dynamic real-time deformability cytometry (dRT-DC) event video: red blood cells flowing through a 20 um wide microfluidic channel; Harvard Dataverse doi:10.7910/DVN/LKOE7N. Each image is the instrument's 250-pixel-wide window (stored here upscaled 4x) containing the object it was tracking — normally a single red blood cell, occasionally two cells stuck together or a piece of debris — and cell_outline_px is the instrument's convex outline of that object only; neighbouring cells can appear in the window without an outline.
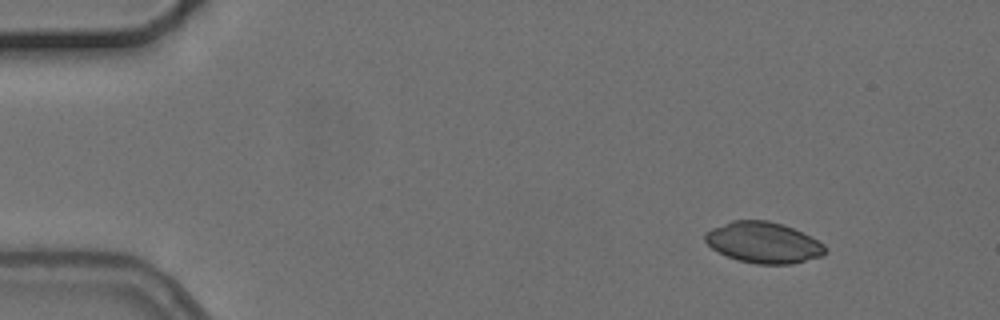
{"species": "common noctule bat (a hibernating species)", "species_latin": "Nyctalus noctula", "temperature_condition": "cold", "stored_images_in_passage": 5, "camera_frame_rate_fps": 3000, "um_per_image_px": 0.085, "animal": {"sex": "female", "body_mass_g": 24.6, "forearm_length_mm": 56.2}, "frame": {"image": 1, "passage_image": 1, "time_ms": 0.0, "image_size_px": [1000, 320], "cell_outline_px": [[828, 252], [824, 256], [792, 264], [756, 264], [736, 260], [712, 248], [704, 240], [704, 232], [712, 228], [732, 220], [768, 220], [792, 228], [824, 244], [828, 248]], "centroid_in_image_um": [64.9, 20.63], "position_along_channel_um": 20.1, "area_um2": 28.73}}
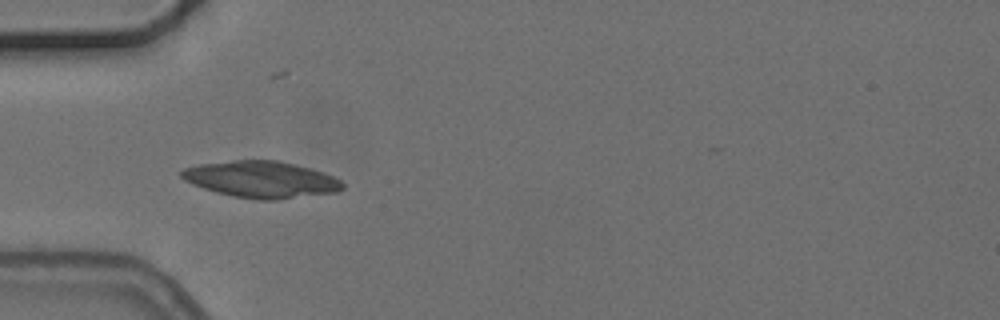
{"frame": {"image": 2, "passage_image": 4, "time_ms": 3.667, "image_size_px": [1000, 320], "cell_outline_px": [[344, 188], [336, 192], [276, 200], [256, 200], [232, 196], [216, 192], [192, 184], [184, 180], [180, 176], [180, 172], [184, 168], [200, 164], [232, 160], [280, 160], [324, 172], [340, 180], [344, 184]], "centroid_in_image_um": [22.2, 15.25], "position_along_channel_um": 62.8, "area_um2": 34.45}}
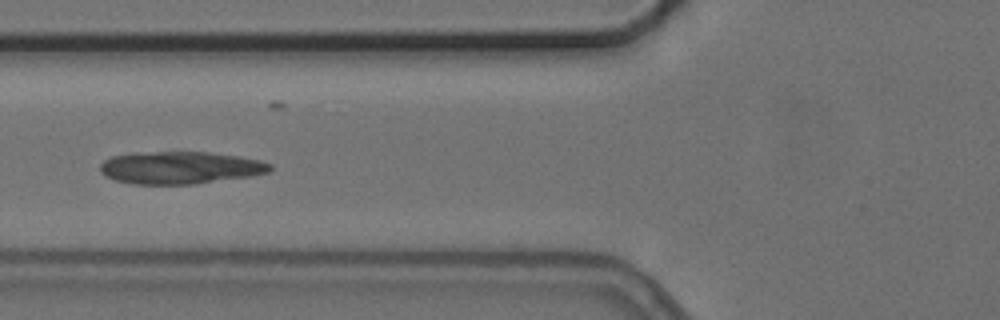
{"frame": {"image": 3, "passage_image": 5, "time_ms": 5.0, "image_size_px": [1000, 320], "cell_outline_px": [[272, 168], [268, 172], [252, 176], [196, 184], [132, 184], [116, 180], [100, 172], [100, 164], [104, 160], [112, 156], [132, 152], [208, 152], [240, 156], [260, 160], [272, 164]], "centroid_in_image_um": [15.33, 14.25], "position_along_channel_um": 110.5, "area_um2": 32.31}}